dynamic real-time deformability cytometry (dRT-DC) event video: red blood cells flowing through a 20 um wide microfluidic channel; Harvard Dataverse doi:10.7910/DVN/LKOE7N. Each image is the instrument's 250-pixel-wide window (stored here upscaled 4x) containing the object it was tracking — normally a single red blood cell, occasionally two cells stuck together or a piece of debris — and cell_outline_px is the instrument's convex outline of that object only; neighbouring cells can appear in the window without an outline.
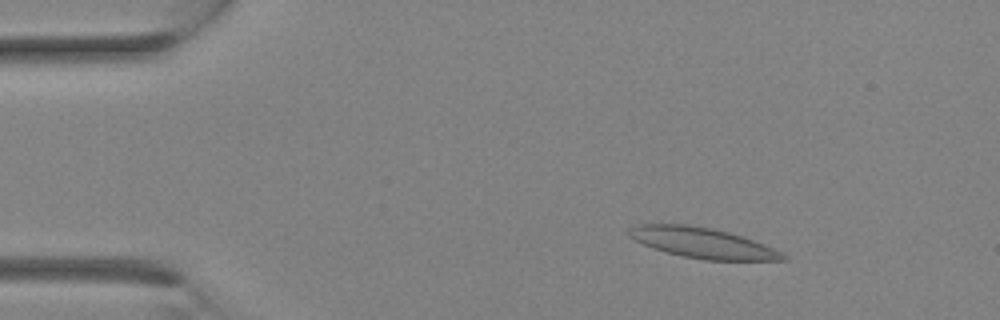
{"species": "Egyptian fruit bat (a non-hibernating species)", "species_latin": "Rousettus aegyptiacus", "temperature_condition": "room temperature", "stored_images_in_passage": 15, "camera_frame_rate_fps": 3000, "um_per_image_px": 0.085, "animal": {"sex": "female"}, "frame": {"image": 1, "passage_image": 5, "time_ms": 1.333, "image_size_px": [1000, 320], "cell_outline_px": [[788, 260], [704, 260], [684, 256], [652, 248], [628, 236], [628, 228], [636, 224], [688, 224], [712, 228], [728, 232], [764, 244], [784, 252], [788, 256]], "centroid_in_image_um": [59.73, 20.64], "position_along_channel_um": 25.3, "area_um2": 27.22}}
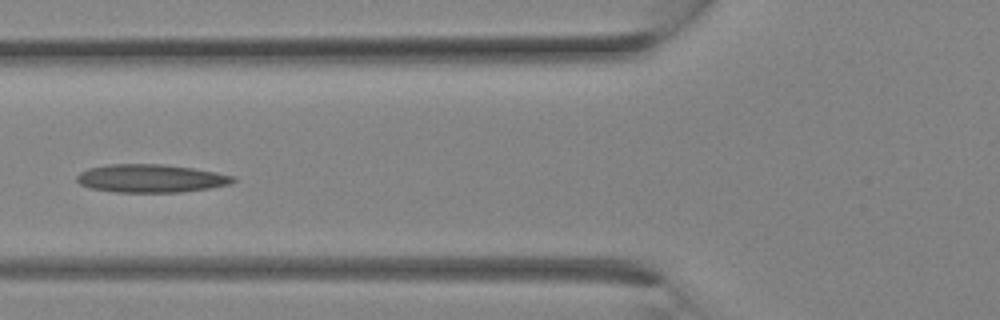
{"frame": {"image": 2, "passage_image": 12, "time_ms": 3.667, "image_size_px": [1000, 320], "cell_outline_px": [[236, 180], [228, 184], [208, 188], [180, 192], [116, 192], [88, 188], [80, 184], [76, 180], [76, 176], [80, 172], [88, 168], [108, 164], [160, 164], [192, 168], [216, 172], [236, 176]], "centroid_in_image_um": [12.78, 15.16], "position_along_channel_um": 113.0, "area_um2": 25.61}}
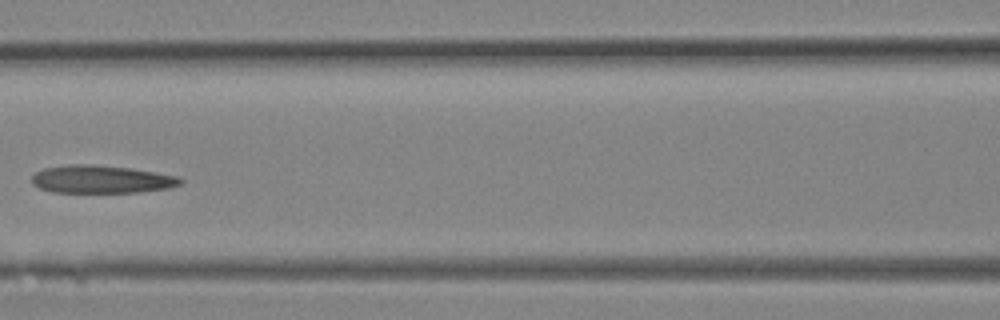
{"frame": {"image": 3, "passage_image": 14, "time_ms": 4.333, "image_size_px": [1000, 320], "cell_outline_px": [[184, 180], [180, 184], [172, 188], [140, 192], [52, 192], [40, 188], [32, 184], [32, 176], [36, 172], [44, 168], [68, 164], [92, 164], [132, 168], [176, 176]], "centroid_in_image_um": [8.62, 15.24], "position_along_channel_um": 158.0, "area_um2": 24.22}}